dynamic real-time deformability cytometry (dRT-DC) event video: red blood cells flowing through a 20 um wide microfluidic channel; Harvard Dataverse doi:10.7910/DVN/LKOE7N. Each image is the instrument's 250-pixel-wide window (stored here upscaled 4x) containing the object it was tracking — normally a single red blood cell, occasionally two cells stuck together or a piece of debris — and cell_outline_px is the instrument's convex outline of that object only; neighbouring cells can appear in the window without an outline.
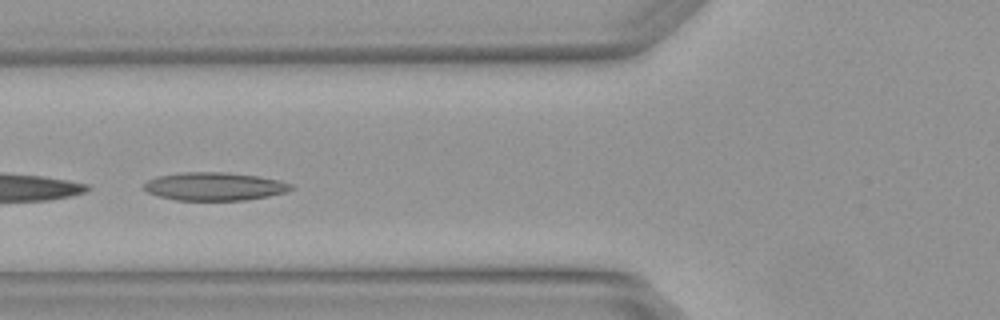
{"species": "Egyptian fruit bat (a non-hibernating species)", "species_latin": "Rousettus aegyptiacus", "temperature_condition": "warm", "stored_images_in_passage": 7, "camera_frame_rate_fps": 3000, "um_per_image_px": 0.085, "animal": {"sex": "female"}, "frame": {"image": 1, "passage_image": 4, "time_ms": 1.0, "image_size_px": [1000, 320], "cell_outline_px": [[296, 188], [288, 192], [268, 196], [244, 200], [176, 200], [156, 196], [148, 192], [144, 188], [144, 184], [148, 180], [156, 176], [180, 172], [228, 172], [256, 176], [280, 180], [292, 184]], "centroid_in_image_um": [18.25, 15.84], "position_along_channel_um": 107.6, "area_um2": 24.33}}
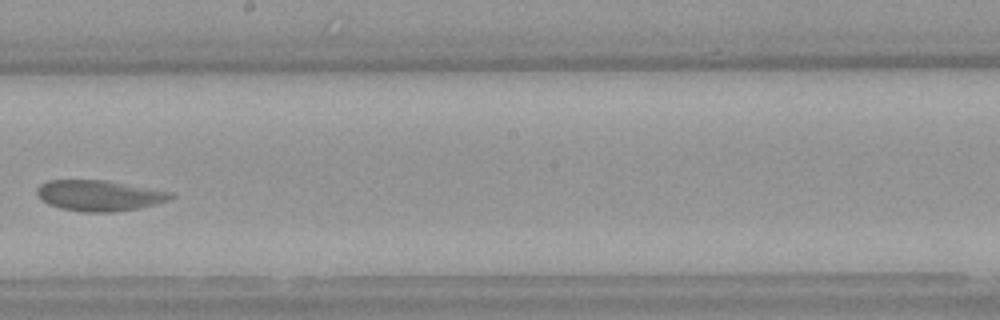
{"frame": {"image": 2, "passage_image": 7, "time_ms": 2.0, "image_size_px": [1000, 320], "cell_outline_px": [[176, 196], [168, 200], [156, 204], [140, 208], [112, 212], [80, 212], [60, 208], [48, 204], [40, 200], [36, 196], [36, 188], [40, 184], [48, 180], [108, 180], [176, 192]], "centroid_in_image_um": [8.46, 16.61], "position_along_channel_um": 239.7, "area_um2": 24.57}}